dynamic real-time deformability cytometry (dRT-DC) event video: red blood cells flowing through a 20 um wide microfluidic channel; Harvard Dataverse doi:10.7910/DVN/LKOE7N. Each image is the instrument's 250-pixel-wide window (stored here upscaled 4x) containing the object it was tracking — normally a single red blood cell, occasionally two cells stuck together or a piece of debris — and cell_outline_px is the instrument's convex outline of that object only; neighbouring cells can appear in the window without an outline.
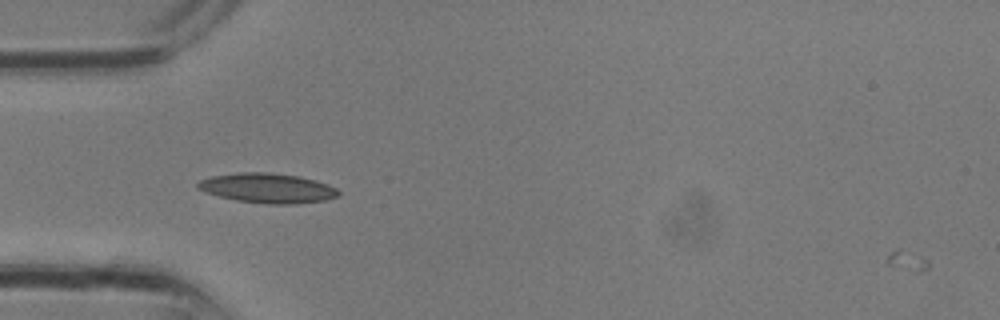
{"species": "common noctule bat (a hibernating species)", "species_latin": "Nyctalus noctula", "temperature_condition": "room temperature", "stored_images_in_passage": 11, "camera_frame_rate_fps": 3000, "um_per_image_px": 0.085, "animal": {"sex": "male", "body_mass_g": 13.3}, "frame": {"image": 1, "passage_image": 2, "time_ms": 0.333, "image_size_px": [1000, 320], "cell_outline_px": [[340, 196], [324, 200], [296, 204], [268, 204], [236, 200], [220, 196], [196, 188], [196, 184], [200, 180], [212, 176], [236, 172], [268, 172], [300, 176], [316, 180], [328, 184], [336, 188], [340, 192]], "centroid_in_image_um": [22.77, 15.98], "position_along_channel_um": 62.2, "area_um2": 24.45}}
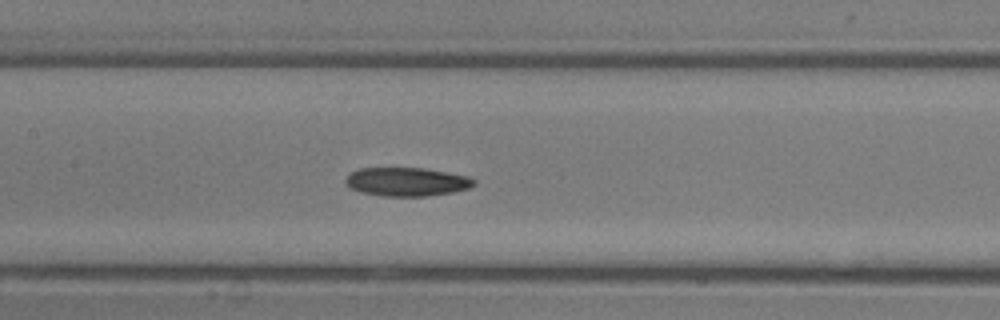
{"frame": {"image": 2, "passage_image": 7, "time_ms": 2.0, "image_size_px": [1000, 320], "cell_outline_px": [[476, 184], [468, 188], [452, 192], [428, 196], [384, 196], [360, 192], [348, 188], [344, 184], [344, 180], [352, 172], [360, 168], [424, 168], [448, 172], [468, 176], [476, 180]], "centroid_in_image_um": [34.56, 15.45], "position_along_channel_um": 172.8, "area_um2": 21.56}}
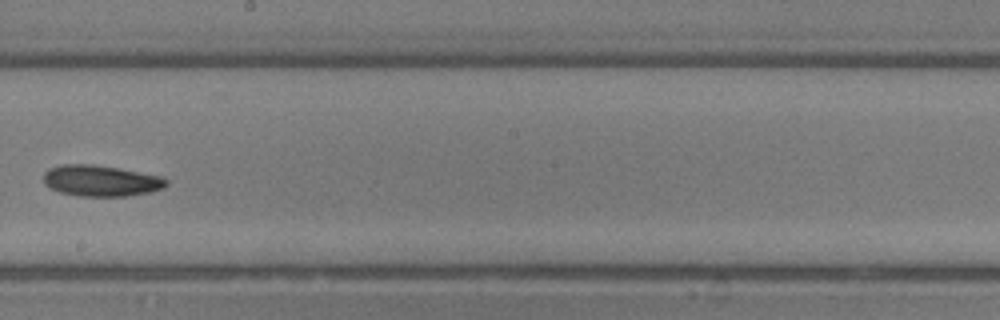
{"frame": {"image": 3, "passage_image": 10, "time_ms": 3.0, "image_size_px": [1000, 320], "cell_outline_px": [[168, 184], [164, 188], [152, 192], [128, 196], [80, 196], [60, 192], [44, 184], [44, 172], [48, 168], [60, 164], [92, 164], [164, 176], [168, 180]], "centroid_in_image_um": [8.61, 15.36], "position_along_channel_um": 239.6, "area_um2": 22.43}}